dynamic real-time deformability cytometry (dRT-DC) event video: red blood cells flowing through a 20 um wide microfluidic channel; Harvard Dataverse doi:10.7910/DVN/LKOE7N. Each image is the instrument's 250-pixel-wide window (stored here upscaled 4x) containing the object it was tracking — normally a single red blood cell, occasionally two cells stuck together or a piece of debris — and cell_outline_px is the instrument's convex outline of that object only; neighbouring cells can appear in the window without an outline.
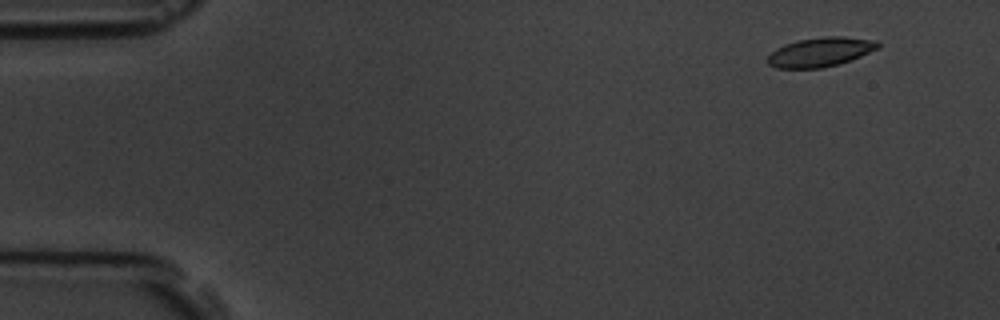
{"species": "common noctule bat (a hibernating species)", "species_latin": "Nyctalus noctula", "temperature_condition": "room temperature", "stored_images_in_passage": 5, "camera_frame_rate_fps": 3000, "um_per_image_px": 0.085, "animal": {"sex": "male", "body_mass_g": 19.5, "forearm_length_mm": 54.6}, "frame": {"image": 1, "passage_image": 2, "time_ms": 1.333, "image_size_px": [1000, 320], "cell_outline_px": [[880, 48], [840, 64], [820, 68], [776, 68], [768, 64], [764, 60], [776, 48], [784, 44], [796, 40], [824, 36], [844, 36], [876, 40], [880, 44]], "centroid_in_image_um": [69.72, 4.41], "position_along_channel_um": 15.3, "area_um2": 19.07}}
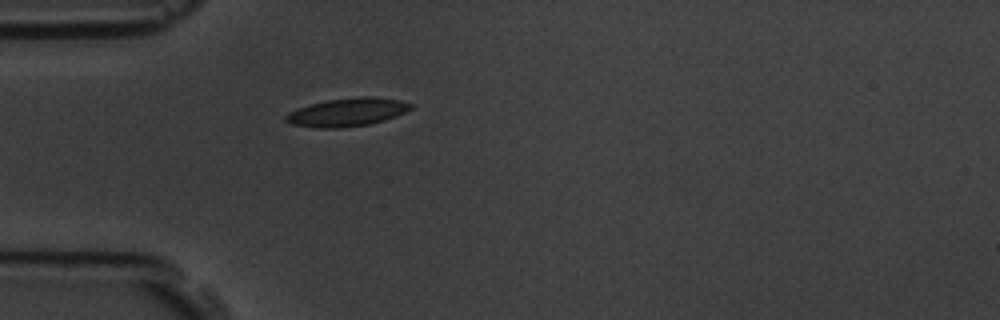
{"frame": {"image": 2, "passage_image": 5, "time_ms": 5.333, "image_size_px": [1000, 320], "cell_outline_px": [[412, 108], [396, 116], [384, 120], [368, 124], [340, 128], [316, 128], [292, 124], [284, 120], [284, 116], [288, 112], [312, 104], [328, 100], [360, 96], [372, 96], [400, 100], [412, 104]], "centroid_in_image_um": [29.51, 9.54], "position_along_channel_um": 55.5, "area_um2": 20.4}}